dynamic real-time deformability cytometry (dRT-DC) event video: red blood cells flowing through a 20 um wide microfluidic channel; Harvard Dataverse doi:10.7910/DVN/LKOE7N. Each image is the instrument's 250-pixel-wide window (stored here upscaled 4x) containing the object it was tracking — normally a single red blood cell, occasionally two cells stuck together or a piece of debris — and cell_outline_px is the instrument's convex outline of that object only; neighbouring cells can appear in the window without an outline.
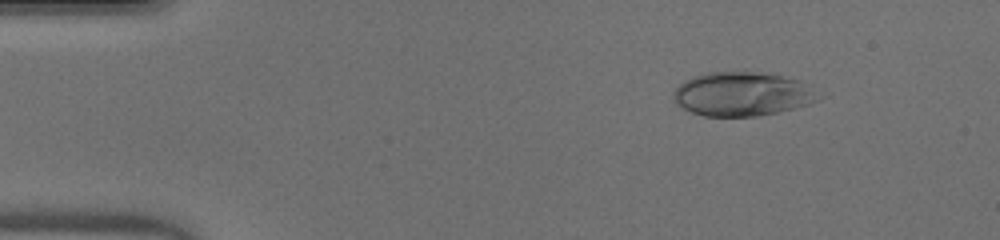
{"species": "human", "species_latin": "Homo sapiens", "temperature_condition": "warm", "stored_images_in_passage": 44, "camera_frame_rate_fps": 3000, "um_per_image_px": 0.085, "donor": {"sex": "male"}, "frame": {"image": 1, "passage_image": 1, "time_ms": 0.0, "image_size_px": [1000, 240], "cell_outline_px": [[828, 96], [820, 100], [808, 104], [780, 112], [760, 116], [704, 116], [692, 112], [676, 104], [672, 100], [672, 92], [684, 80], [692, 76], [708, 72], [752, 72], [780, 76], [800, 80], [808, 84]], "centroid_in_image_um": [63.15, 8.0], "position_along_channel_um": 21.9, "area_um2": 37.69}}
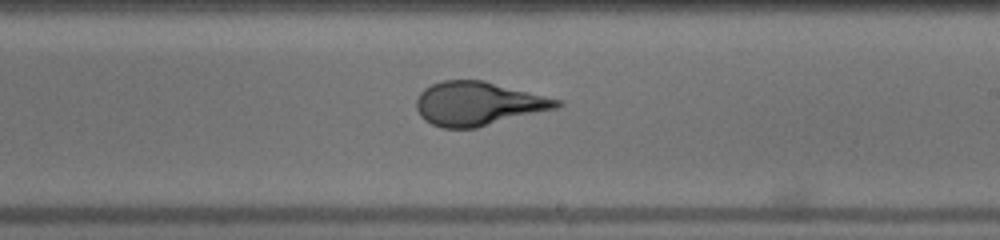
{"frame": {"image": 2, "passage_image": 24, "time_ms": 7.667, "image_size_px": [1000, 240], "cell_outline_px": [[564, 104], [560, 108], [476, 128], [440, 128], [424, 120], [420, 116], [416, 108], [416, 100], [420, 92], [424, 88], [432, 84], [444, 80], [484, 80], [560, 100]], "centroid_in_image_um": [40.64, 8.82], "position_along_channel_um": 248.4, "area_um2": 36.01}}
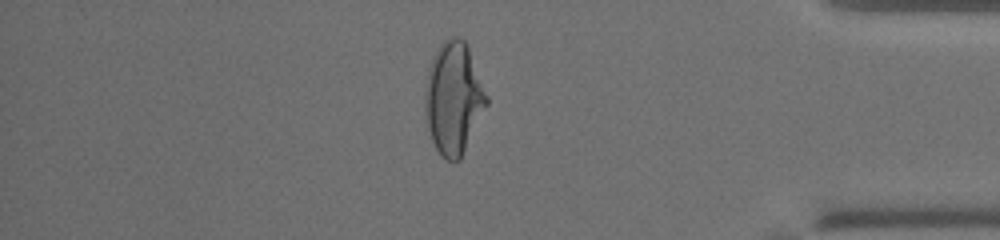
{"frame": {"image": 3, "passage_image": 37, "time_ms": 12.0, "image_size_px": [1000, 240], "cell_outline_px": [[488, 104], [460, 160], [448, 160], [440, 156], [432, 140], [428, 128], [424, 108], [424, 92], [428, 68], [440, 44], [448, 36], [456, 36], [464, 40], [468, 44], [488, 96]], "centroid_in_image_um": [38.56, 8.32], "position_along_channel_um": 396.6, "area_um2": 40.46}, "authors_computed_cell_mechanics": {"area_um2": 36.7608, "velocity_mm_per_s": 4.1118, "shape_relaxation_time_tau1_ms": 8.7964, "shape_relaxation_time_tau2_ms": null, "deformation_change_tau1": 0.3249, "deformation_change_tau2": null}}